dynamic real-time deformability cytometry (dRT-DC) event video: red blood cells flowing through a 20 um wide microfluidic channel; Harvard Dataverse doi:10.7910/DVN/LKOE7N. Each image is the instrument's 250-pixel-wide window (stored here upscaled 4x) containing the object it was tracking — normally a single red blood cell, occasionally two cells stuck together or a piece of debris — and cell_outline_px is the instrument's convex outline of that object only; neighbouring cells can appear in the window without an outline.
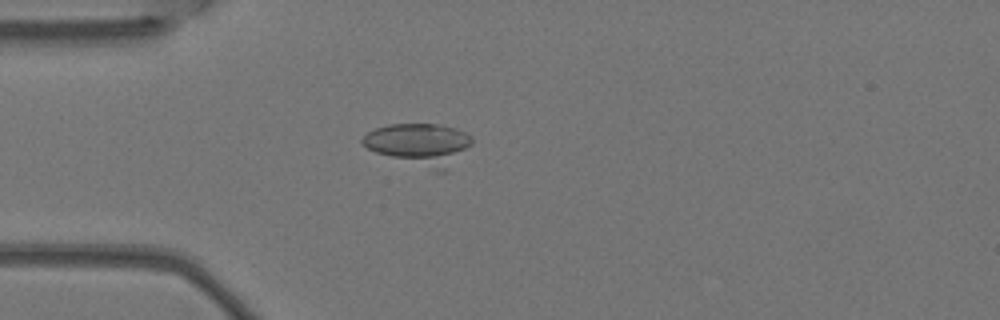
{"species": "Egyptian fruit bat (a non-hibernating species)", "species_latin": "Rousettus aegyptiacus", "temperature_condition": "warm", "stored_images_in_passage": 6, "camera_frame_rate_fps": 3000, "um_per_image_px": 0.085, "animal": {"sex": "female"}, "frame": {"image": 1, "passage_image": 6, "time_ms": 1.667, "image_size_px": [1000, 320], "cell_outline_px": [[472, 144], [448, 172], [436, 172], [376, 152], [368, 148], [360, 140], [368, 132], [376, 128], [388, 124], [440, 124], [464, 132], [472, 136]], "centroid_in_image_um": [35.71, 12.28], "position_along_channel_um": 49.3, "area_um2": 26.7}}